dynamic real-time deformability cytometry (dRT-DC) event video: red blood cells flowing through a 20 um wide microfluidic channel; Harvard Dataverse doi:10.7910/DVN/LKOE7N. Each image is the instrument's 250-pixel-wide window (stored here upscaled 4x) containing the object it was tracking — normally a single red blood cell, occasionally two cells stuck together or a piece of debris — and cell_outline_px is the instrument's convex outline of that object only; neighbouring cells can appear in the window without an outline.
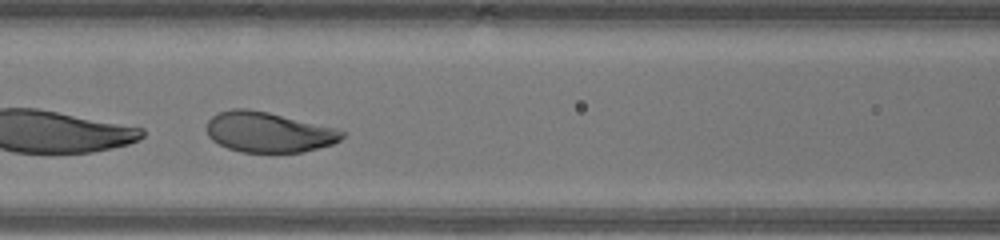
{"species": "human", "species_latin": "Homo sapiens", "temperature_condition": "warm", "stored_images_in_passage": 33, "segment_of_instrument_passage": [2, 2], "camera_frame_rate_fps": 3000, "um_per_image_px": 0.085, "donor": {"sex": "male"}, "frame": {"image": 1, "passage_image": 15, "time_ms": 4.667, "image_size_px": [1000, 240], "cell_outline_px": [[348, 132], [340, 140], [332, 144], [304, 152], [240, 152], [228, 148], [212, 140], [208, 136], [208, 120], [216, 112], [232, 108], [248, 108], [268, 112], [336, 128]], "centroid_in_image_um": [22.83, 11.22], "position_along_channel_um": 143.8, "area_um2": 31.91}}
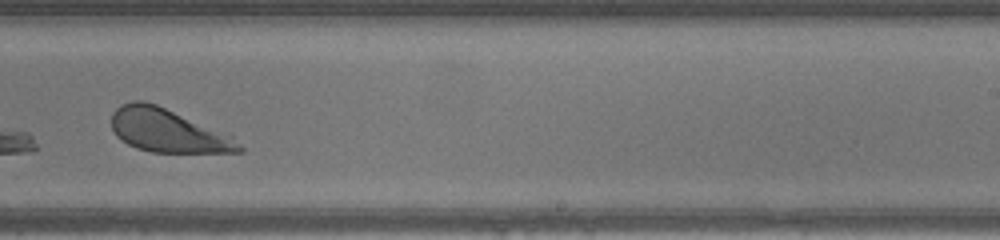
{"frame": {"image": 2, "passage_image": 24, "time_ms": 7.667, "image_size_px": [1000, 240], "cell_outline_px": [[244, 152], [152, 152], [136, 148], [128, 144], [116, 136], [112, 128], [112, 112], [120, 104], [132, 100], [144, 100], [156, 104], [232, 132], [244, 148]], "centroid_in_image_um": [14.36, 11.08], "position_along_channel_um": 274.6, "area_um2": 33.23}}
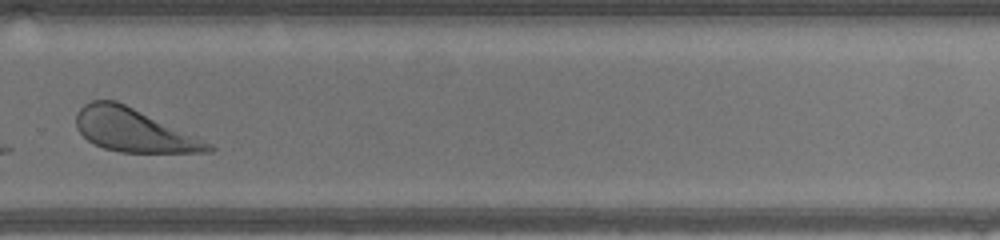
{"frame": {"image": 3, "passage_image": 27, "time_ms": 8.667, "image_size_px": [1000, 240], "cell_outline_px": [[216, 148], [212, 152], [120, 152], [104, 148], [88, 140], [76, 128], [76, 112], [84, 104], [92, 100], [116, 100], [196, 136], [212, 144]], "centroid_in_image_um": [11.35, 11.06], "position_along_channel_um": 318.5, "area_um2": 32.89}}